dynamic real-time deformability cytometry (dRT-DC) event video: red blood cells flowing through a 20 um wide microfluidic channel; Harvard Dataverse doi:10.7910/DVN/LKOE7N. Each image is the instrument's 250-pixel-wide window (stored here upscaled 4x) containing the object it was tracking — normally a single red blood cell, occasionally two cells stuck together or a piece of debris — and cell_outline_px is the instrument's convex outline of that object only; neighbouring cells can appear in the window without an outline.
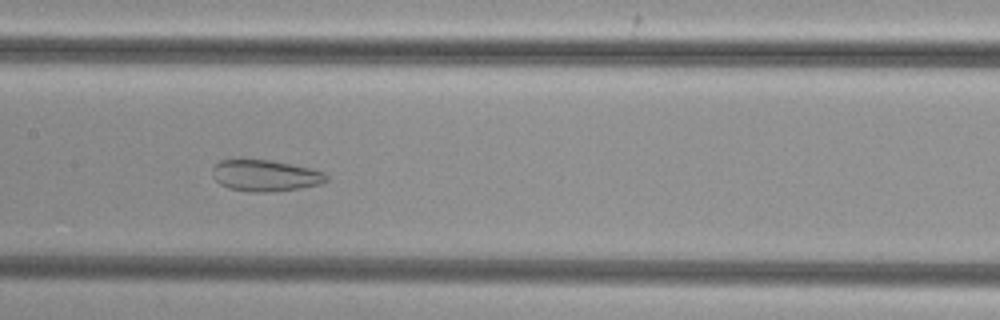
{"species": "common noctule bat (a hibernating species)", "species_latin": "Nyctalus noctula", "temperature_condition": "cold", "stored_images_in_passage": 50, "camera_frame_rate_fps": 3000, "um_per_image_px": 0.085, "animal": {"sex": "female", "body_mass_g": 29.2, "forearm_length_mm": 56.3}, "frame": {"image": 1, "passage_image": 24, "time_ms": 7.667, "image_size_px": [1000, 320], "cell_outline_px": [[328, 180], [320, 184], [300, 188], [264, 192], [252, 192], [228, 188], [220, 184], [212, 176], [212, 168], [220, 160], [236, 156], [240, 156], [272, 160], [312, 168], [324, 172], [328, 176]], "centroid_in_image_um": [22.49, 14.87], "position_along_channel_um": 184.9, "area_um2": 21.62}}
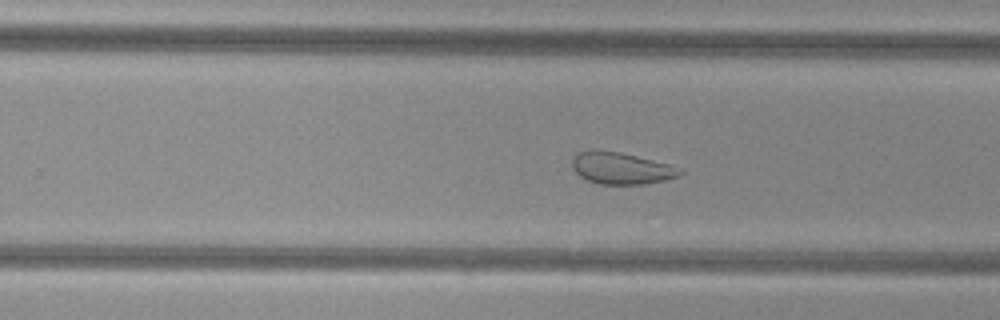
{"frame": {"image": 2, "passage_image": 31, "time_ms": 10.0, "image_size_px": [1000, 320], "cell_outline_px": [[684, 172], [680, 176], [664, 180], [644, 184], [600, 184], [588, 180], [580, 176], [572, 168], [572, 160], [576, 152], [596, 148], [620, 152], [668, 164], [680, 168]], "centroid_in_image_um": [52.77, 14.28], "position_along_channel_um": 277.0, "area_um2": 20.11}}
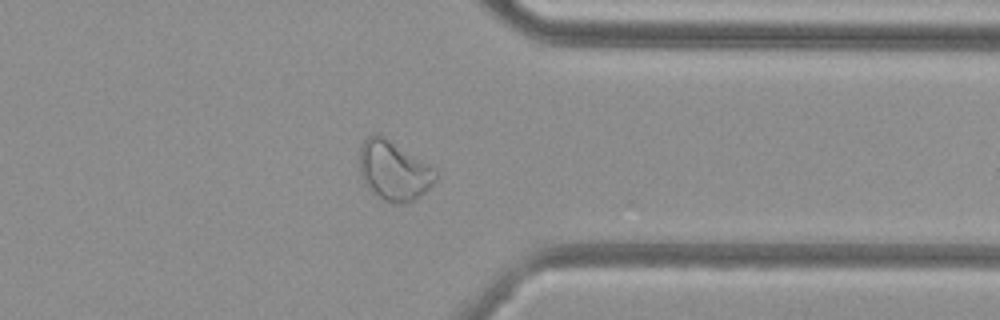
{"frame": {"image": 3, "passage_image": 39, "time_ms": 12.667, "image_size_px": [1000, 320], "cell_outline_px": [[440, 176], [424, 192], [412, 200], [404, 204], [392, 204], [384, 200], [372, 192], [364, 184], [360, 176], [360, 148], [364, 140], [368, 136], [376, 132], [380, 132], [436, 168], [440, 172]], "centroid_in_image_um": [33.49, 14.47], "position_along_channel_um": 377.9, "area_um2": 27.05}}